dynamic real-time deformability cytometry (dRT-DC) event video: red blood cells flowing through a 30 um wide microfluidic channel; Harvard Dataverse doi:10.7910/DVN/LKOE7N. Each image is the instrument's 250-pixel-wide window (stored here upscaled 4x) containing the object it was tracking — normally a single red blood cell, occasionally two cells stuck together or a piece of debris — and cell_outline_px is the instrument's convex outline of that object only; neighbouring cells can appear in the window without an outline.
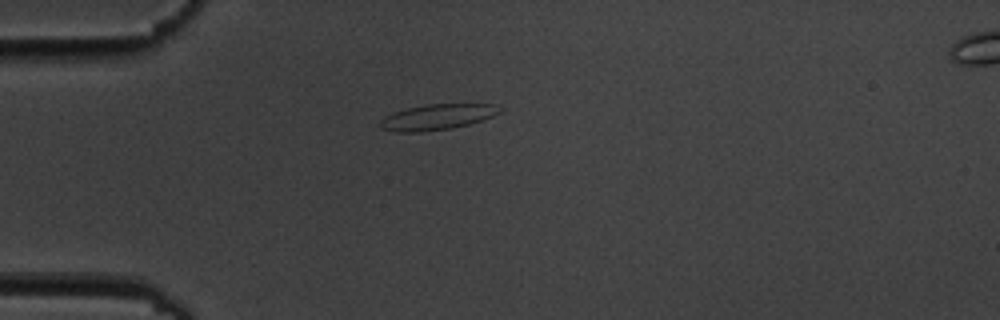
{"species": "common noctule bat (a hibernating species)", "species_latin": "Nyctalus noctula", "temperature_condition": "cold", "stored_images_in_passage": 6, "camera_frame_rate_fps": 3000, "um_per_image_px": 0.085, "animal": {"sex": "male", "body_mass_g": 19.5, "forearm_length_mm": 54.6}, "frame": {"image": 1, "passage_image": 1, "time_ms": 0.0, "image_size_px": [1000, 320], "cell_outline_px": [[504, 108], [500, 112], [492, 116], [468, 124], [452, 128], [420, 132], [392, 132], [380, 128], [380, 120], [384, 116], [392, 112], [408, 108], [428, 104], [496, 104]], "centroid_in_image_um": [37.13, 9.94], "position_along_channel_um": 47.9, "area_um2": 17.92}}
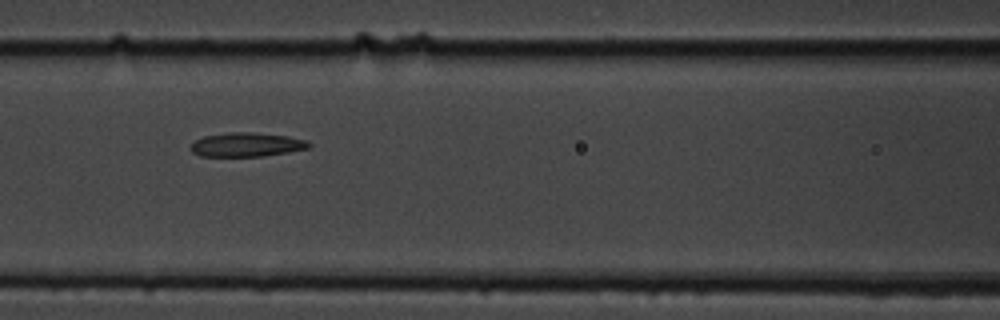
{"frame": {"image": 2, "passage_image": 4, "time_ms": 3.333, "image_size_px": [1000, 320], "cell_outline_px": [[312, 148], [264, 156], [200, 156], [192, 152], [188, 148], [196, 140], [204, 136], [228, 132], [252, 132], [288, 136], [308, 140], [312, 144]], "centroid_in_image_um": [21.0, 12.29], "position_along_channel_um": 145.6, "area_um2": 16.76}}
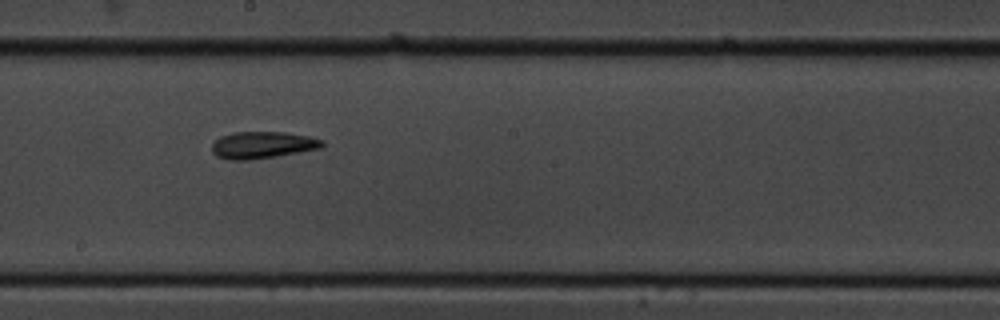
{"frame": {"image": 3, "passage_image": 6, "time_ms": 5.667, "image_size_px": [1000, 320], "cell_outline_px": [[324, 144], [320, 148], [276, 156], [248, 160], [228, 160], [216, 156], [212, 152], [212, 144], [220, 136], [232, 132], [284, 132], [308, 136], [324, 140]], "centroid_in_image_um": [22.28, 12.32], "position_along_channel_um": 225.9, "area_um2": 17.28}}